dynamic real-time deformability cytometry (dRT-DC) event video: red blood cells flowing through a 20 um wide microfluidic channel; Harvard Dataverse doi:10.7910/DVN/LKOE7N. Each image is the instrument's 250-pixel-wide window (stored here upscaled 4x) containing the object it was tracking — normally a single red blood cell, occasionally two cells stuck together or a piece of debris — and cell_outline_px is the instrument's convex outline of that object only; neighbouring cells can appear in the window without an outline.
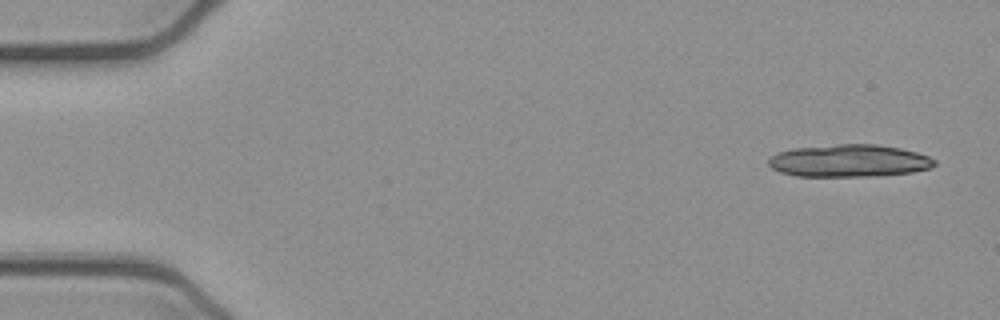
{"species": "common noctule bat (a hibernating species)", "species_latin": "Nyctalus noctula", "temperature_condition": "cold", "stored_images_in_passage": 34, "camera_frame_rate_fps": 3000, "um_per_image_px": 0.085, "animal": {"sex": "female", "body_mass_g": 21.9}, "frame": {"image": 1, "passage_image": 1, "time_ms": 0.0, "image_size_px": [1000, 320], "cell_outline_px": [[936, 164], [932, 168], [912, 172], [880, 176], [796, 176], [780, 172], [772, 168], [768, 164], [768, 156], [776, 152], [796, 148], [840, 144], [876, 144], [900, 148], [916, 152], [928, 156], [936, 160]], "centroid_in_image_um": [72.18, 13.67], "position_along_channel_um": 12.8, "area_um2": 31.56}}